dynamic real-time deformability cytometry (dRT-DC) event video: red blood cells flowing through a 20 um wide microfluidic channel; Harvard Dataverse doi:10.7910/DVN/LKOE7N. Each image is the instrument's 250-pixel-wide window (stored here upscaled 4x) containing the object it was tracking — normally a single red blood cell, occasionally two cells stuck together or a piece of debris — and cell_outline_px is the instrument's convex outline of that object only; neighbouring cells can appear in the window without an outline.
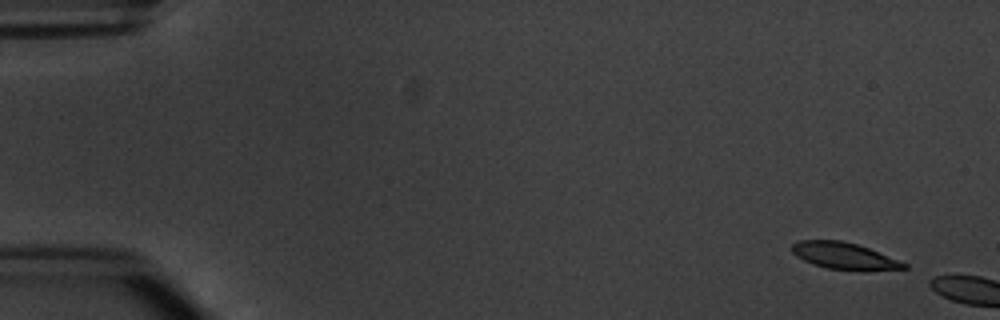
{"species": "common noctule bat (a hibernating species)", "species_latin": "Nyctalus noctula", "temperature_condition": "warm", "stored_images_in_passage": 2, "camera_frame_rate_fps": 3000, "um_per_image_px": 0.085, "animal": {"sex": "male", "body_mass_g": 20.1, "forearm_length_mm": 53.5}, "frame": {"image": 1, "passage_image": 1, "time_ms": 0.0, "image_size_px": [1000, 320], "cell_outline_px": [[908, 268], [828, 268], [812, 264], [796, 256], [792, 252], [792, 244], [796, 240], [840, 240], [856, 244], [868, 248], [900, 260], [908, 264]], "centroid_in_image_um": [71.66, 21.69], "position_along_channel_um": 13.3, "area_um2": 16.59}}